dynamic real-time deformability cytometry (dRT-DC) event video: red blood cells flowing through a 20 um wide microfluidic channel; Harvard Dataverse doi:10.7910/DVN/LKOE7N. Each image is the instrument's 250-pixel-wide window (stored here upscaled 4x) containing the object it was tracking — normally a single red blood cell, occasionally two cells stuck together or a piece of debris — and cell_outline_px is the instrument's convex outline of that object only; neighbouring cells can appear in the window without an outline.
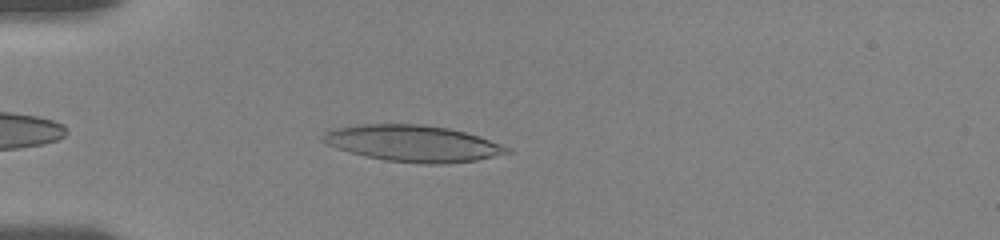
{"species": "human", "species_latin": "Homo sapiens", "temperature_condition": "room temperature", "stored_images_in_passage": 45, "camera_frame_rate_fps": 3000, "um_per_image_px": 0.085, "donor": {"sex": "female"}, "frame": {"image": 1, "passage_image": 5, "time_ms": 1.333, "image_size_px": [1000, 240], "cell_outline_px": [[512, 152], [476, 160], [444, 164], [424, 164], [384, 160], [336, 148], [320, 140], [324, 132], [336, 128], [360, 124], [420, 124], [448, 128], [480, 136], [512, 148]], "centroid_in_image_um": [35.13, 12.19], "position_along_channel_um": 49.9, "area_um2": 38.96}}
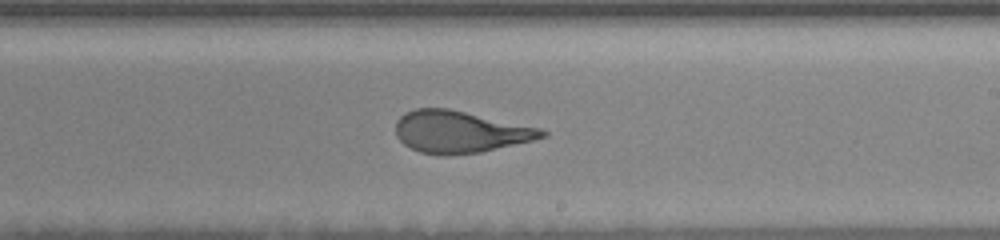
{"frame": {"image": 2, "passage_image": 23, "time_ms": 7.333, "image_size_px": [1000, 240], "cell_outline_px": [[548, 136], [532, 140], [480, 152], [444, 156], [420, 152], [404, 144], [396, 136], [396, 120], [404, 112], [416, 108], [448, 108], [540, 128], [548, 132]], "centroid_in_image_um": [39.06, 11.2], "position_along_channel_um": 249.9, "area_um2": 35.6}}
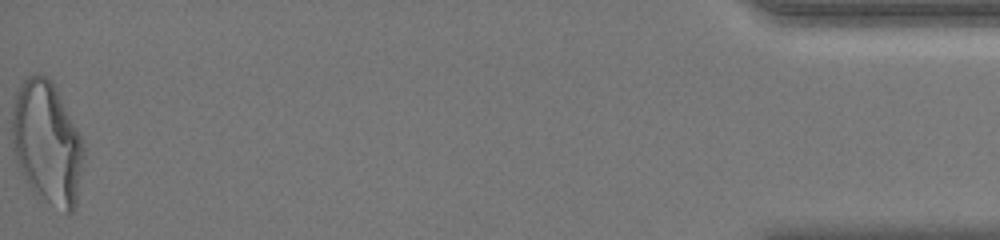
{"frame": {"image": 3, "passage_image": 45, "time_ms": 14.667, "image_size_px": [1000, 240], "cell_outline_px": [[84, 156], [76, 204], [72, 212], [64, 212], [32, 188], [28, 184], [12, 156], [12, 116], [16, 92], [20, 84], [28, 76], [44, 76], [52, 80], [80, 136], [84, 148]], "centroid_in_image_um": [3.98, 12.13], "position_along_channel_um": 431.2, "area_um2": 50.52}, "authors_computed_cell_mechanics": {"area_um2": 37.3966, "velocity_mm_per_s": 3.6366, "shape_relaxation_time_tau1_ms": 5.6676, "shape_relaxation_time_tau2_ms": 1.2779, "deformation_change_tau1": 0.2259, "deformation_change_tau2": 0.1058}}